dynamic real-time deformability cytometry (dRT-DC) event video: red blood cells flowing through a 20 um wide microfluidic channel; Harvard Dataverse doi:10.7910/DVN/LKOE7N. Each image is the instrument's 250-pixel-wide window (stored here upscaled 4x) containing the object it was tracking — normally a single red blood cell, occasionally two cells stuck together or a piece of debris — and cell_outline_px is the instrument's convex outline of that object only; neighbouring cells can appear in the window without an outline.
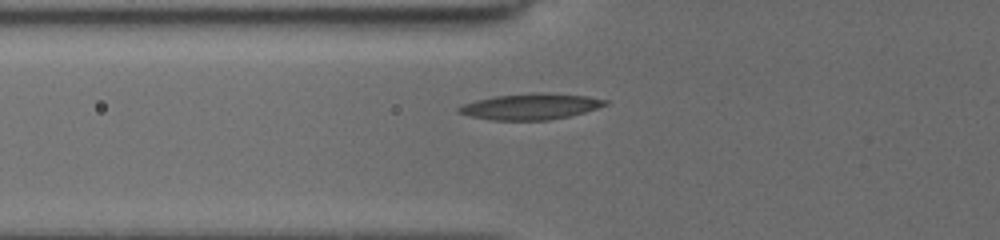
{"species": "common noctule bat (a hibernating species)", "species_latin": "Nyctalus noctula", "temperature_condition": "cold", "stored_images_in_passage": 17, "camera_frame_rate_fps": 3000, "um_per_image_px": 0.085, "animal": {"sex": "female", "body_mass_g": 19.5, "forearm_length_mm": 54.1}, "frame": {"image": 1, "passage_image": 14, "time_ms": 4.333, "image_size_px": [1000, 240], "cell_outline_px": [[608, 104], [584, 112], [568, 116], [548, 120], [492, 120], [472, 116], [456, 112], [456, 108], [464, 104], [476, 100], [492, 96], [536, 92], [544, 92], [588, 96], [608, 100]], "centroid_in_image_um": [45.09, 9.04], "position_along_channel_um": 80.7, "area_um2": 22.2}}